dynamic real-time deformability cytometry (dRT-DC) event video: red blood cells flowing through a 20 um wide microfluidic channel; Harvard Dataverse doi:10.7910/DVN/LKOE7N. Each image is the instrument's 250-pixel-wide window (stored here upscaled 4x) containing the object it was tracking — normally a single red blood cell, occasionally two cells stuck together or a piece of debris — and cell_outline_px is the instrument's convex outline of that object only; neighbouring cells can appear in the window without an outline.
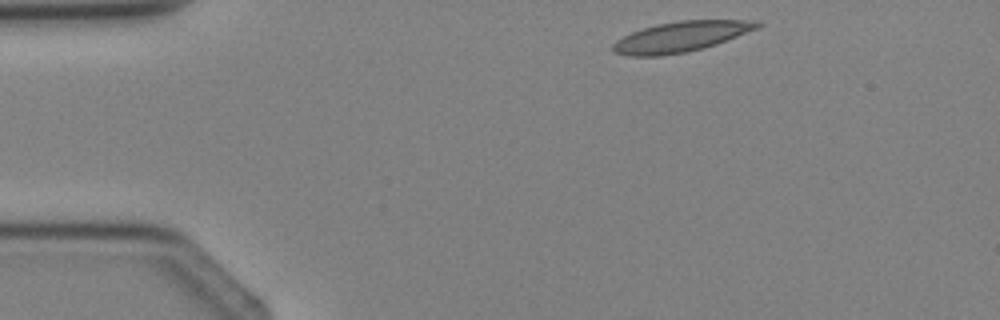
{"species": "Egyptian fruit bat (a non-hibernating species)", "species_latin": "Rousettus aegyptiacus", "temperature_condition": "cold", "stored_images_in_passage": 2, "camera_frame_rate_fps": 3000, "um_per_image_px": 0.085, "animal": {"sex": "female"}, "frame": {"image": 1, "passage_image": 1, "time_ms": 0.0, "image_size_px": [1000, 320], "cell_outline_px": [[764, 24], [760, 28], [716, 44], [704, 48], [684, 52], [660, 56], [628, 56], [612, 52], [612, 44], [616, 40], [640, 28], [656, 24], [680, 20], [756, 20]], "centroid_in_image_um": [57.88, 3.11], "position_along_channel_um": 27.1, "area_um2": 25.78}}